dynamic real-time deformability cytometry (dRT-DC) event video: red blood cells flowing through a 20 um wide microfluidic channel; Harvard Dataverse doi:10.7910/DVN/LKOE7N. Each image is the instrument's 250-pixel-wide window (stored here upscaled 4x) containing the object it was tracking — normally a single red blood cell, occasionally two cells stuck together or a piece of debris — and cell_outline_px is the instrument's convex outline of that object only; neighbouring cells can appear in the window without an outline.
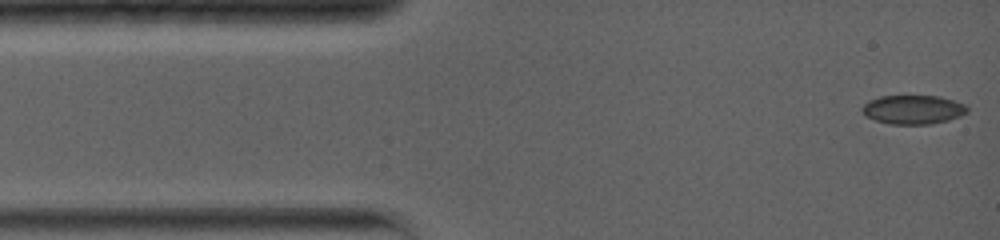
{"species": "common noctule bat (a hibernating species)", "species_latin": "Nyctalus noctula", "temperature_condition": "warm", "stored_images_in_passage": 23, "camera_frame_rate_fps": 5000, "um_per_image_px": 0.085, "animal": {"sex": "female", "body_mass_g": 19.0, "forearm_length_mm": 56.7}, "frame": {"image": 1, "passage_image": 1, "time_ms": 0.0, "image_size_px": [1000, 240], "cell_outline_px": [[968, 112], [960, 116], [948, 120], [932, 124], [888, 124], [864, 116], [860, 108], [868, 100], [880, 96], [940, 96], [964, 104], [968, 108]], "centroid_in_image_um": [77.58, 9.32], "position_along_channel_um": 7.4, "area_um2": 17.86}}
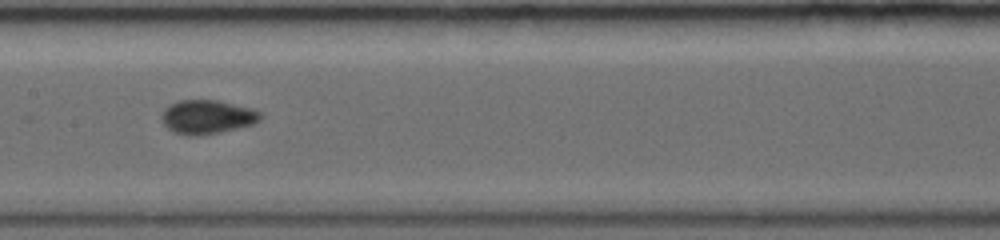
{"frame": {"image": 2, "passage_image": 10, "time_ms": 6.6, "image_size_px": [1000, 240], "cell_outline_px": [[264, 116], [260, 120], [252, 124], [220, 132], [200, 136], [188, 136], [172, 132], [164, 124], [160, 116], [164, 108], [168, 104], [180, 100], [216, 100], [252, 108], [260, 112]], "centroid_in_image_um": [17.58, 9.94], "position_along_channel_um": 189.8, "area_um2": 19.71}}
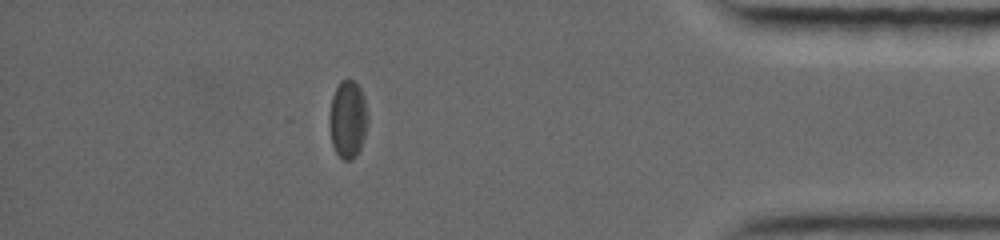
{"frame": {"image": 3, "passage_image": 17, "time_ms": 13.2, "image_size_px": [1000, 240], "cell_outline_px": [[368, 120], [364, 136], [360, 148], [356, 156], [352, 160], [344, 160], [336, 152], [332, 144], [328, 120], [332, 96], [340, 80], [352, 80], [360, 88], [364, 96], [368, 116]], "centroid_in_image_um": [29.56, 10.14], "position_along_channel_um": 405.6, "area_um2": 17.4}}